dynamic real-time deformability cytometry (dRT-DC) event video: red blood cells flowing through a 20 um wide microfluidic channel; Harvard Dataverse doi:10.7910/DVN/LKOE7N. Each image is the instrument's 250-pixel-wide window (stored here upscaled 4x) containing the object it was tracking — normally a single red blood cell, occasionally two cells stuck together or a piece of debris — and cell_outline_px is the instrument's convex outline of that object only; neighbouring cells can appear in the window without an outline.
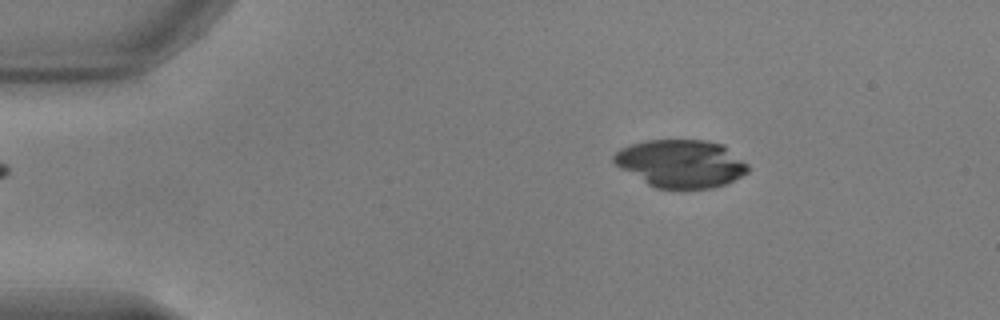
{"species": "common noctule bat (a hibernating species)", "species_latin": "Nyctalus noctula", "temperature_condition": "warm", "stored_images_in_passage": 45, "camera_frame_rate_fps": 3000, "um_per_image_px": 0.085, "animal": {"sex": "male", "body_mass_g": 17.9, "forearm_length_mm": 54.2}, "frame": {"image": 1, "passage_image": 1, "time_ms": 0.0, "image_size_px": [1000, 320], "cell_outline_px": [[748, 172], [724, 184], [712, 188], [656, 188], [648, 184], [620, 168], [612, 160], [612, 156], [620, 148], [632, 144], [648, 140], [704, 140], [724, 144], [748, 164]], "centroid_in_image_um": [57.88, 13.89], "position_along_channel_um": 27.1, "area_um2": 37.17}}